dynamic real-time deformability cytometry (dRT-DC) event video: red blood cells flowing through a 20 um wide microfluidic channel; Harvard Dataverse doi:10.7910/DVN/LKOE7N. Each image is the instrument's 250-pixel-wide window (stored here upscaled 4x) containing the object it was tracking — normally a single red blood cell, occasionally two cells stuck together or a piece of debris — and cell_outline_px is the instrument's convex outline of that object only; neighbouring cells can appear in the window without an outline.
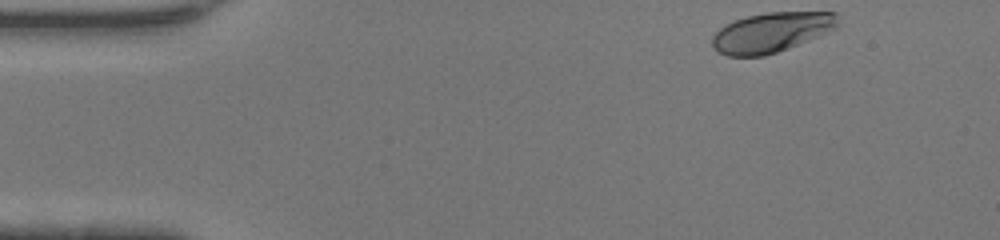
{"species": "human", "species_latin": "Homo sapiens", "temperature_condition": "warm", "stored_images_in_passage": 43, "camera_frame_rate_fps": 3000, "um_per_image_px": 0.085, "donor": {"sex": "female"}, "frame": {"image": 1, "passage_image": 1, "time_ms": 0.0, "image_size_px": [1000, 240], "cell_outline_px": [[840, 24], [836, 28], [788, 48], [764, 56], [728, 56], [716, 52], [712, 48], [712, 36], [720, 28], [736, 20], [748, 16], [768, 12], [836, 12]], "centroid_in_image_um": [65.56, 2.75], "position_along_channel_um": 19.4, "area_um2": 29.02}}
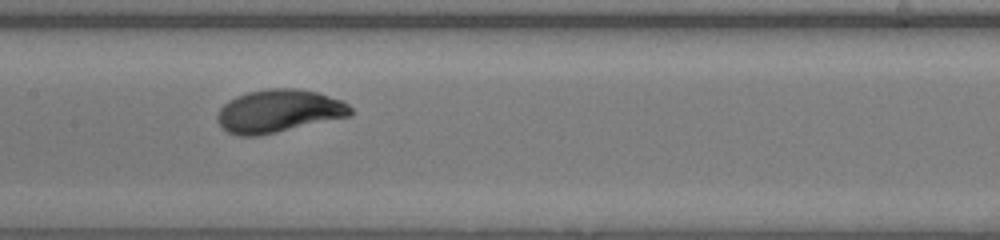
{"frame": {"image": 2, "passage_image": 19, "time_ms": 6.0, "image_size_px": [1000, 240], "cell_outline_px": [[352, 116], [260, 136], [236, 136], [220, 128], [216, 120], [216, 112], [228, 100], [236, 96], [248, 92], [268, 88], [296, 88], [316, 92], [340, 100], [348, 104], [352, 108]], "centroid_in_image_um": [23.65, 9.46], "position_along_channel_um": 183.7, "area_um2": 33.76}}
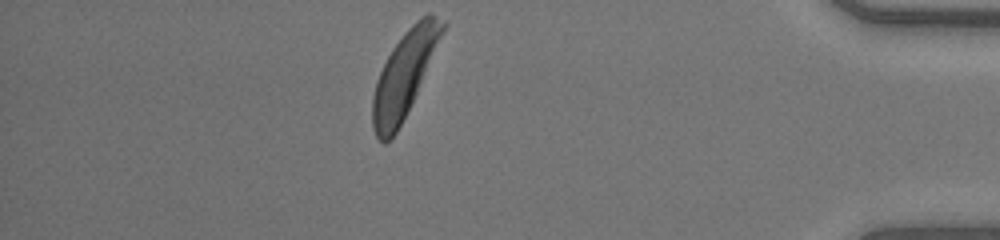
{"frame": {"image": 3, "passage_image": 37, "time_ms": 12.0, "image_size_px": [1000, 240], "cell_outline_px": [[448, 24], [416, 92], [396, 132], [384, 144], [376, 136], [372, 128], [372, 96], [376, 80], [392, 48], [404, 32], [416, 20], [428, 12], [432, 12]], "centroid_in_image_um": [34.36, 6.27], "position_along_channel_um": 400.8, "area_um2": 33.99}, "authors_computed_cell_mechanics": {"area_um2": 32.7148, "velocity_mm_per_s": 4.3682, "shape_relaxation_time_tau1_ms": 1.9162, "shape_relaxation_time_tau2_ms": null, "deformation_change_tau1": 0.1699, "deformation_change_tau2": null}}